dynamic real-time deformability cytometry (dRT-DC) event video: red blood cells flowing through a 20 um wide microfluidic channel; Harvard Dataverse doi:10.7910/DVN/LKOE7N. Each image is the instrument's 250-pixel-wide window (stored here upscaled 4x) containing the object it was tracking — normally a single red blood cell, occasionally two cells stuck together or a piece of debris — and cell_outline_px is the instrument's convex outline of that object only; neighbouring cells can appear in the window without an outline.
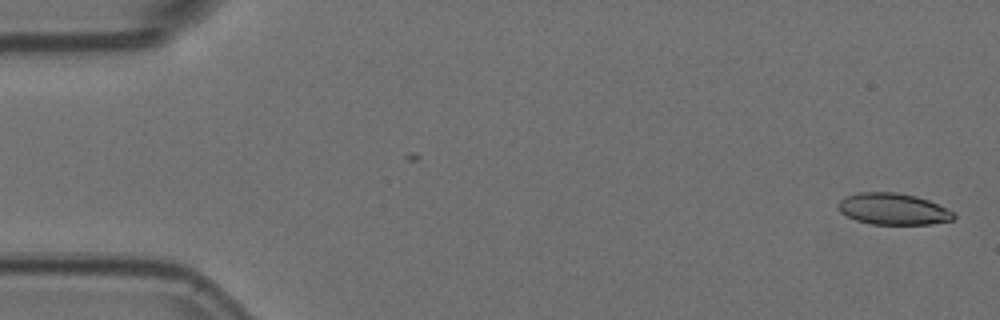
{"species": "Egyptian fruit bat (a non-hibernating species)", "species_latin": "Rousettus aegyptiacus", "temperature_condition": "room temperature", "stored_images_in_passage": 58, "camera_frame_rate_fps": 3000, "um_per_image_px": 0.085, "animal": {"sex": "female"}, "frame": {"image": 1, "passage_image": 2, "time_ms": 0.333, "image_size_px": [1000, 320], "cell_outline_px": [[956, 216], [952, 220], [932, 224], [872, 224], [856, 220], [840, 212], [836, 204], [844, 196], [860, 192], [896, 192], [916, 196], [928, 200], [952, 212]], "centroid_in_image_um": [75.87, 17.76], "position_along_channel_um": 9.1, "area_um2": 21.1}}
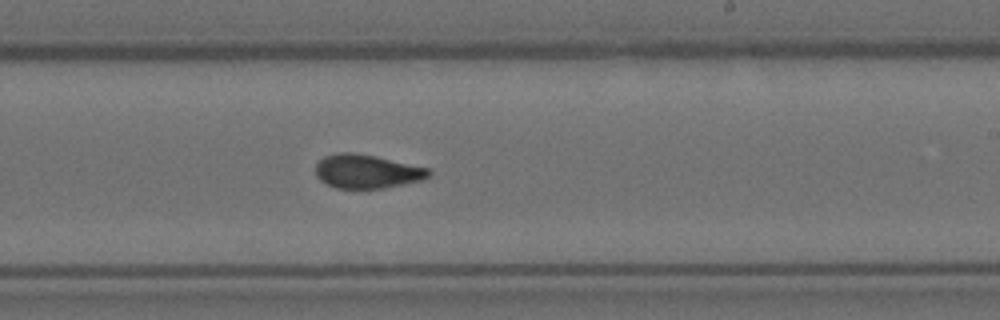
{"frame": {"image": 2, "passage_image": 34, "time_ms": 11.0, "image_size_px": [1000, 320], "cell_outline_px": [[432, 172], [428, 176], [420, 180], [384, 188], [336, 188], [320, 180], [316, 176], [316, 164], [324, 156], [340, 152], [352, 152], [376, 156], [428, 168]], "centroid_in_image_um": [31.16, 14.56], "position_along_channel_um": 257.8, "area_um2": 22.08}}
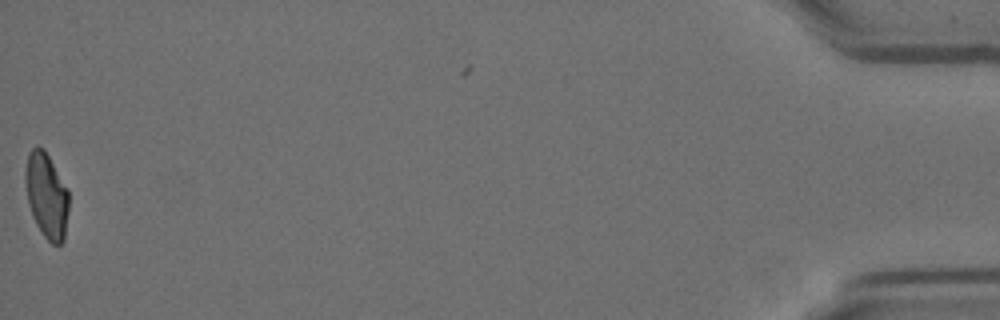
{"frame": {"image": 3, "passage_image": 57, "time_ms": 18.667, "image_size_px": [1000, 320], "cell_outline_px": [[68, 212], [64, 240], [60, 244], [52, 244], [44, 236], [36, 224], [32, 216], [28, 204], [24, 180], [24, 172], [28, 152], [32, 148], [44, 148], [68, 188]], "centroid_in_image_um": [3.94, 16.61], "position_along_channel_um": 431.3, "area_um2": 21.79}, "authors_computed_cell_mechanics": {"area_um2": 22.1085, "velocity_mm_per_s": 3.5773, "shape_relaxation_time_tau1_ms": 10.1427, "shape_relaxation_time_tau2_ms": 1.6441, "deformation_change_tau1": 0.24, "deformation_change_tau2": 0.0741}}